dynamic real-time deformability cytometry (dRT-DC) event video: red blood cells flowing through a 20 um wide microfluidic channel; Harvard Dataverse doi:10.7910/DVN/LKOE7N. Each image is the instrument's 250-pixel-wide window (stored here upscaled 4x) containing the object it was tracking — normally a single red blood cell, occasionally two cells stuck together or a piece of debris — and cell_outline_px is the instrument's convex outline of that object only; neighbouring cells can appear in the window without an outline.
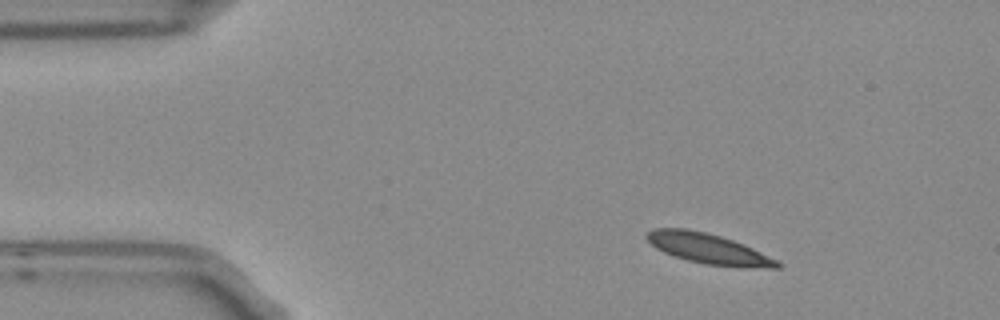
{"species": "Egyptian fruit bat (a non-hibernating species)", "species_latin": "Rousettus aegyptiacus", "temperature_condition": "room temperature", "stored_images_in_passage": 3, "camera_frame_rate_fps": 3000, "um_per_image_px": 0.085, "frame": {"image": 1, "passage_image": 1, "time_ms": 0.0, "image_size_px": [1000, 320], "cell_outline_px": [[784, 264], [780, 268], [740, 268], [704, 264], [688, 260], [664, 252], [656, 248], [644, 236], [648, 232], [656, 228], [684, 228], [704, 232], [720, 236], [732, 240], [752, 248]], "centroid_in_image_um": [60.24, 21.16], "position_along_channel_um": 24.8, "area_um2": 22.89}}